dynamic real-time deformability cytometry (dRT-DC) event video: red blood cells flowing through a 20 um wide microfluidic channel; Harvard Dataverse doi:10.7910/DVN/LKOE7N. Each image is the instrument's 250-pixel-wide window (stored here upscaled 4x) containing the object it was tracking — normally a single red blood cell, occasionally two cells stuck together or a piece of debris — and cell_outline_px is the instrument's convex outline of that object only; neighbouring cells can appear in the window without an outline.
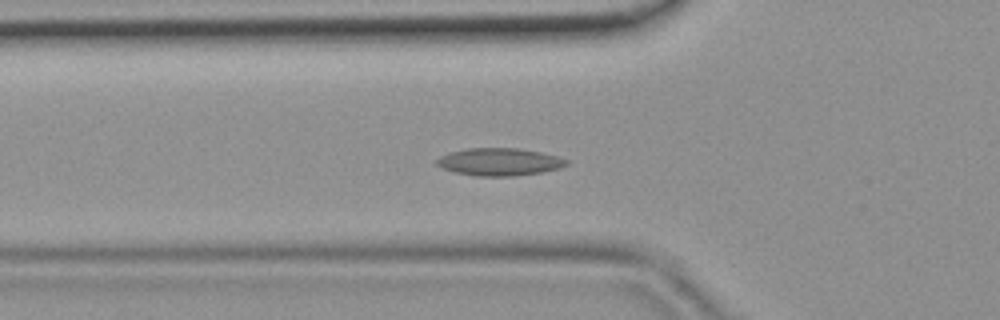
{"species": "common noctule bat (a hibernating species)", "species_latin": "Nyctalus noctula", "temperature_condition": "room temperature", "stored_images_in_passage": 45, "segment_of_instrument_passage": [1, 2], "camera_frame_rate_fps": 3000, "um_per_image_px": 0.085, "animal": {"sex": "female", "body_mass_g": 19.9}, "frame": {"image": 1, "passage_image": 15, "time_ms": 4.667, "image_size_px": [1000, 320], "cell_outline_px": [[568, 164], [560, 168], [540, 172], [512, 176], [476, 176], [456, 172], [444, 168], [436, 164], [436, 160], [440, 156], [452, 152], [468, 148], [516, 148], [540, 152], [556, 156], [568, 160]], "centroid_in_image_um": [42.45, 13.76], "position_along_channel_um": 83.3, "area_um2": 20.52}}
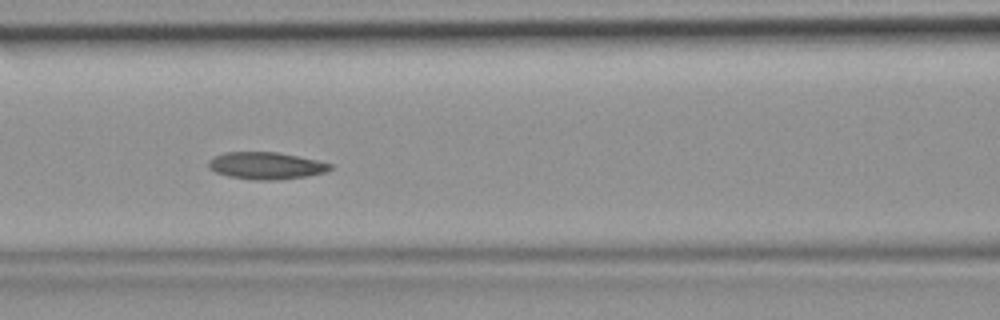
{"frame": {"image": 2, "passage_image": 19, "time_ms": 6.0, "image_size_px": [1000, 320], "cell_outline_px": [[332, 168], [324, 172], [308, 176], [272, 180], [256, 180], [228, 176], [216, 172], [208, 168], [208, 160], [212, 156], [224, 152], [276, 152], [316, 160], [332, 164]], "centroid_in_image_um": [22.56, 14.08], "position_along_channel_um": 144.0, "area_um2": 19.13}}
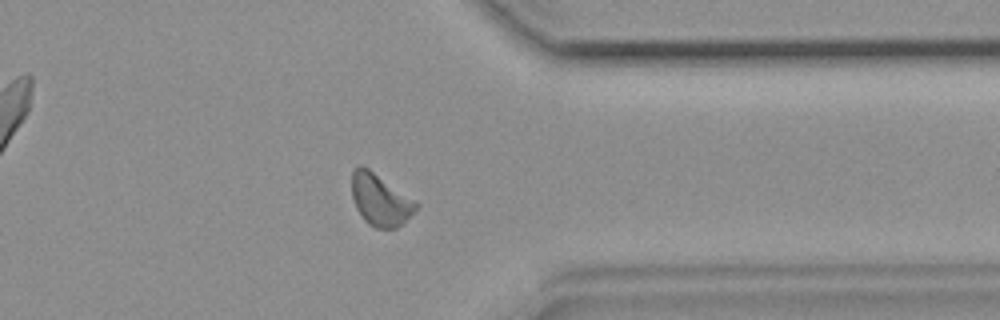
{"frame": {"image": 3, "passage_image": 35, "time_ms": 11.333, "image_size_px": [1000, 320], "cell_outline_px": [[420, 204], [396, 228], [376, 228], [368, 224], [364, 220], [356, 208], [352, 196], [352, 172], [360, 164], [368, 168], [416, 200]], "centroid_in_image_um": [32.3, 16.97], "position_along_channel_um": 379.1, "area_um2": 19.13}}